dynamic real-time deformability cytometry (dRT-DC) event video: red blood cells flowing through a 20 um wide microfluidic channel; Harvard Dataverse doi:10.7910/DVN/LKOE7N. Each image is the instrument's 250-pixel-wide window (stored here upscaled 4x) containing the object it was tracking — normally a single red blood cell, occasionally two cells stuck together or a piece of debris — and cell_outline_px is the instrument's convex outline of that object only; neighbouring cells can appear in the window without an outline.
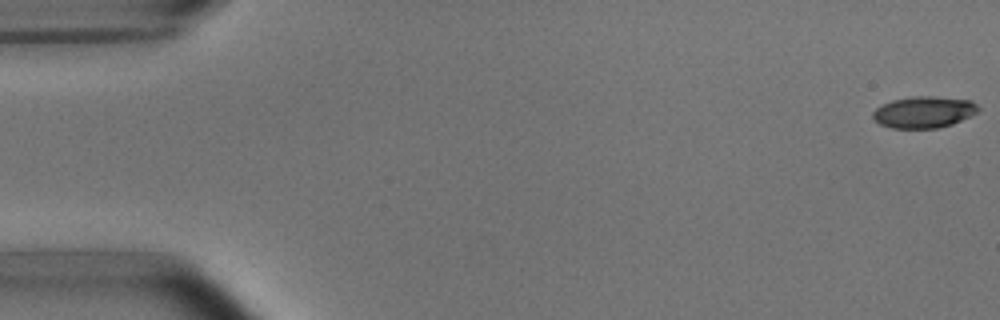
{"species": "common noctule bat (a hibernating species)", "species_latin": "Nyctalus noctula", "temperature_condition": "room temperature", "stored_images_in_passage": 6, "camera_frame_rate_fps": 3000, "um_per_image_px": 0.085, "animal": {"sex": "male", "body_mass_g": 15.6}, "frame": {"image": 1, "passage_image": 1, "time_ms": 0.0, "image_size_px": [1000, 320], "cell_outline_px": [[980, 108], [976, 112], [952, 124], [940, 128], [892, 128], [880, 124], [872, 116], [872, 112], [876, 108], [892, 100], [912, 96], [932, 96], [972, 100]], "centroid_in_image_um": [78.52, 9.52], "position_along_channel_um": 6.5, "area_um2": 19.25}}
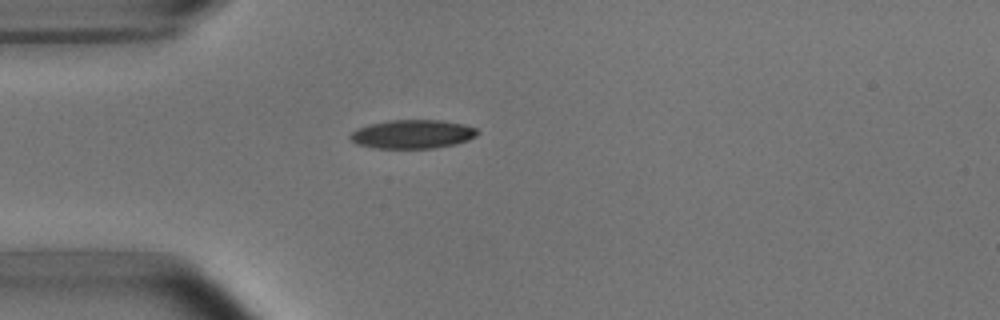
{"frame": {"image": 2, "passage_image": 5, "time_ms": 4.667, "image_size_px": [1000, 320], "cell_outline_px": [[480, 132], [476, 136], [468, 140], [456, 144], [432, 148], [376, 148], [356, 144], [348, 136], [356, 128], [388, 120], [440, 120], [464, 124], [476, 128]], "centroid_in_image_um": [35.08, 11.4], "position_along_channel_um": 49.9, "area_um2": 21.33}}